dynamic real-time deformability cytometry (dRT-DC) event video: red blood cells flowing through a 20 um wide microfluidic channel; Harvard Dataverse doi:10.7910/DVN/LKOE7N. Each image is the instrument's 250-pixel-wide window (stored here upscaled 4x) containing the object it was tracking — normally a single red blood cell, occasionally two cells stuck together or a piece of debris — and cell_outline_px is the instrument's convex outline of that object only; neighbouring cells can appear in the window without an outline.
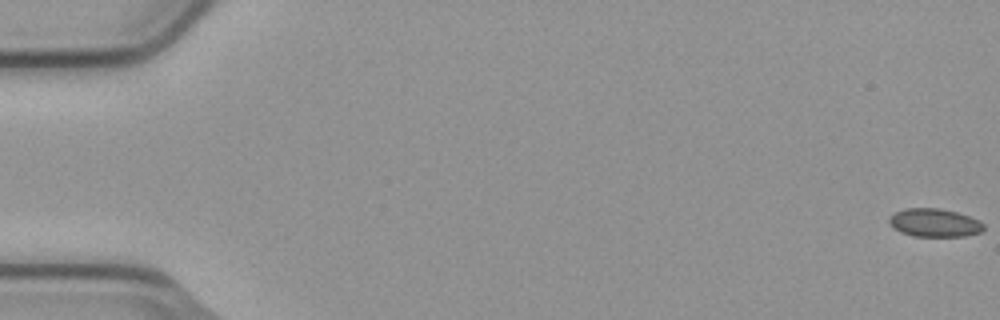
{"species": "common noctule bat (a hibernating species)", "species_latin": "Nyctalus noctula", "temperature_condition": "cold", "stored_images_in_passage": 5, "camera_frame_rate_fps": 3000, "um_per_image_px": 0.085, "animal": {"sex": "male", "body_mass_g": 23.1, "forearm_length_mm": 52.7}, "frame": {"image": 1, "passage_image": 1, "time_ms": 0.0, "image_size_px": [1000, 320], "cell_outline_px": [[984, 228], [980, 232], [964, 236], [912, 236], [900, 232], [888, 220], [896, 212], [908, 208], [940, 208], [956, 212], [980, 220], [984, 224]], "centroid_in_image_um": [79.47, 18.93], "position_along_channel_um": 5.5, "area_um2": 15.32}}